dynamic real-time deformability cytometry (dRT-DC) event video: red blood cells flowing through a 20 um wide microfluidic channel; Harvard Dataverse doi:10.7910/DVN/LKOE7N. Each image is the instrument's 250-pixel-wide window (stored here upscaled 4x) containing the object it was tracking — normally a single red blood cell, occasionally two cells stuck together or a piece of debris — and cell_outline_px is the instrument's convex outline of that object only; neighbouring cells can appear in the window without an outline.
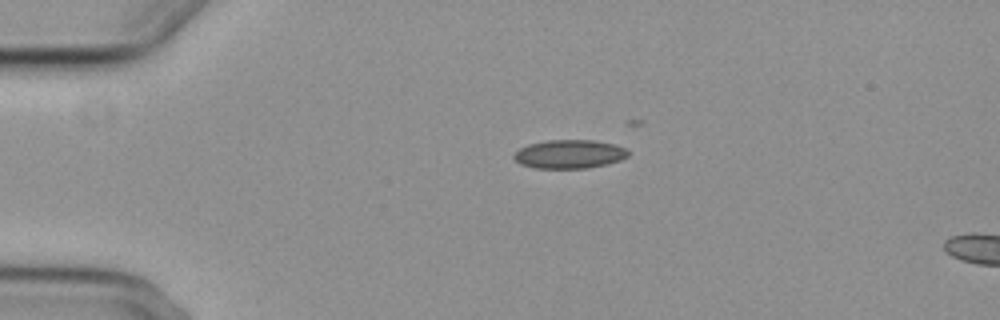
{"species": "common noctule bat (a hibernating species)", "species_latin": "Nyctalus noctula", "temperature_condition": "cold", "stored_images_in_passage": 2, "camera_frame_rate_fps": 3000, "um_per_image_px": 0.085, "animal": {"sex": "female", "body_mass_g": 29.2, "forearm_length_mm": 56.3}, "frame": {"image": 1, "passage_image": 1, "time_ms": 0.0, "image_size_px": [1000, 320], "cell_outline_px": [[628, 156], [620, 160], [608, 164], [588, 168], [536, 168], [520, 164], [512, 156], [520, 148], [528, 144], [548, 140], [592, 140], [616, 144], [628, 148]], "centroid_in_image_um": [48.43, 13.09], "position_along_channel_um": 36.6, "area_um2": 19.19}}